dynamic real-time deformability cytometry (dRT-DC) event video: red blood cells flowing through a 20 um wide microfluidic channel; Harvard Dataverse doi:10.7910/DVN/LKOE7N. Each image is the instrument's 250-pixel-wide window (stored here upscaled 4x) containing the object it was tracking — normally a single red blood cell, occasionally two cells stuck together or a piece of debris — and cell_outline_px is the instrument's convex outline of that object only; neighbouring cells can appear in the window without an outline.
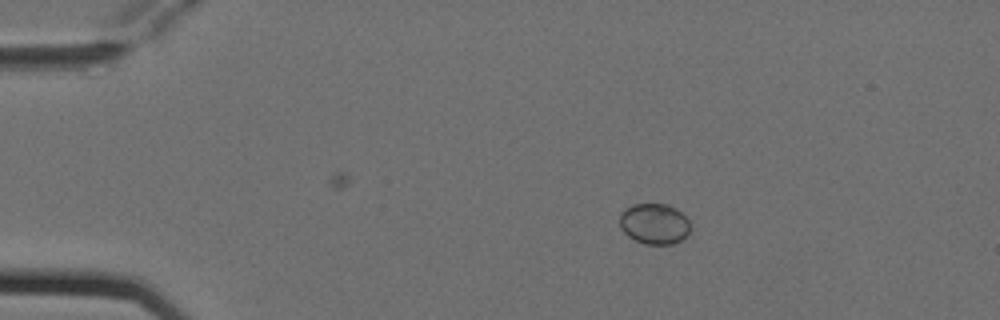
{"species": "Egyptian fruit bat (a non-hibernating species)", "species_latin": "Rousettus aegyptiacus", "temperature_condition": "cold", "stored_images_in_passage": 8, "camera_frame_rate_fps": 3000, "um_per_image_px": 0.085, "animal": {"sex": "female"}, "frame": {"image": 1, "passage_image": 2, "time_ms": 0.333, "image_size_px": [1000, 320], "cell_outline_px": [[692, 228], [680, 240], [672, 244], [644, 244], [628, 236], [620, 228], [620, 212], [624, 208], [632, 204], [668, 204], [676, 208], [688, 220]], "centroid_in_image_um": [55.6, 19.01], "position_along_channel_um": 29.4, "area_um2": 16.82}}
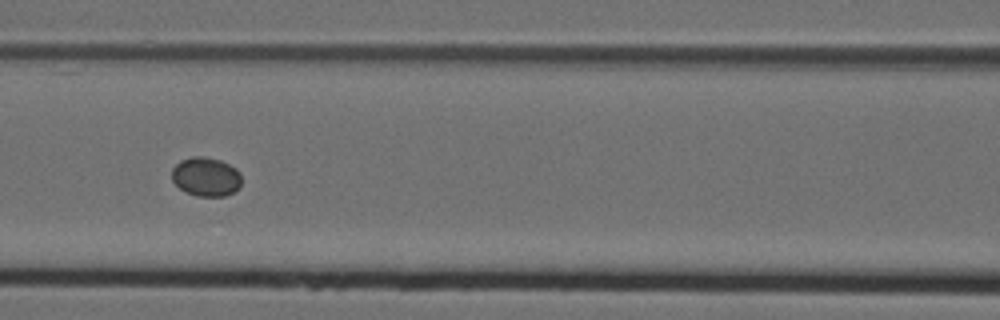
{"frame": {"image": 2, "passage_image": 6, "time_ms": 1.667, "image_size_px": [1000, 320], "cell_outline_px": [[240, 188], [224, 196], [196, 196], [184, 192], [172, 180], [172, 168], [180, 160], [192, 156], [204, 156], [220, 160], [236, 168], [240, 172]], "centroid_in_image_um": [17.49, 15.02], "position_along_channel_um": 149.1, "area_um2": 15.95}}
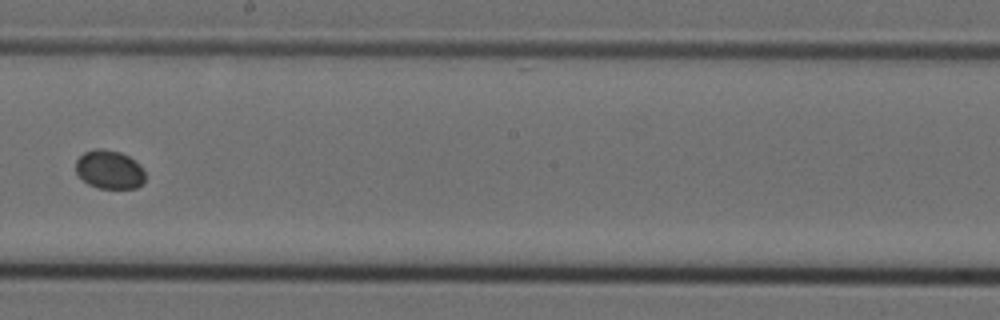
{"frame": {"image": 3, "passage_image": 8, "time_ms": 2.333, "image_size_px": [1000, 320], "cell_outline_px": [[144, 184], [136, 188], [100, 188], [88, 184], [76, 172], [76, 160], [84, 152], [96, 148], [104, 148], [120, 152], [128, 156], [140, 164], [144, 172]], "centroid_in_image_um": [9.31, 14.4], "position_along_channel_um": 238.9, "area_um2": 15.66}}